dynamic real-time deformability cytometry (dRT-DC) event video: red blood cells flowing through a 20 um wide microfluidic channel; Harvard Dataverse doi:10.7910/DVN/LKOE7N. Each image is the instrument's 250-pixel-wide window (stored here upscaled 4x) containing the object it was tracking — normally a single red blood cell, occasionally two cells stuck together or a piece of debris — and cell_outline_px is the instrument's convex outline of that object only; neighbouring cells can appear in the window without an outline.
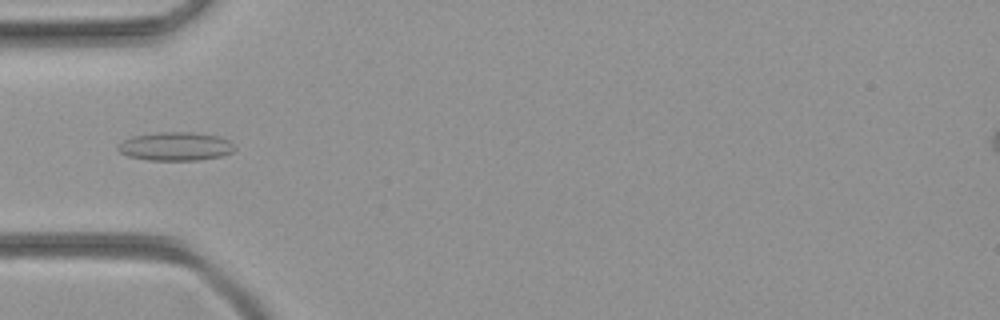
{"species": "common noctule bat (a hibernating species)", "species_latin": "Nyctalus noctula", "temperature_condition": "room temperature", "stored_images_in_passage": 39, "camera_frame_rate_fps": 3000, "um_per_image_px": 0.085, "animal": {"sex": "female", "body_mass_g": 21.9}, "frame": {"image": 1, "passage_image": 5, "time_ms": 1.333, "image_size_px": [1000, 320], "cell_outline_px": [[236, 148], [232, 152], [220, 156], [200, 160], [148, 160], [128, 156], [120, 152], [116, 148], [124, 140], [132, 136], [156, 132], [192, 132], [220, 136], [228, 140]], "centroid_in_image_um": [14.92, 12.44], "position_along_channel_um": 70.1, "area_um2": 19.42}}
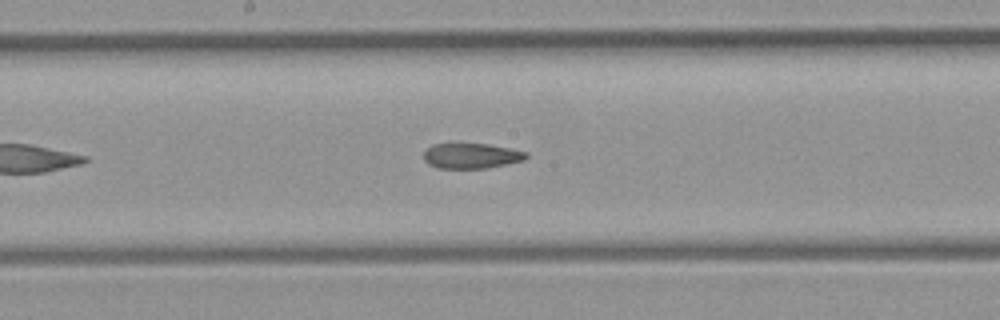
{"frame": {"image": 2, "passage_image": 15, "time_ms": 4.667, "image_size_px": [1000, 320], "cell_outline_px": [[528, 156], [524, 160], [488, 168], [436, 168], [428, 164], [424, 160], [424, 152], [432, 144], [456, 140], [488, 144], [512, 148], [528, 152]], "centroid_in_image_um": [40.03, 13.19], "position_along_channel_um": 208.2, "area_um2": 15.95}}
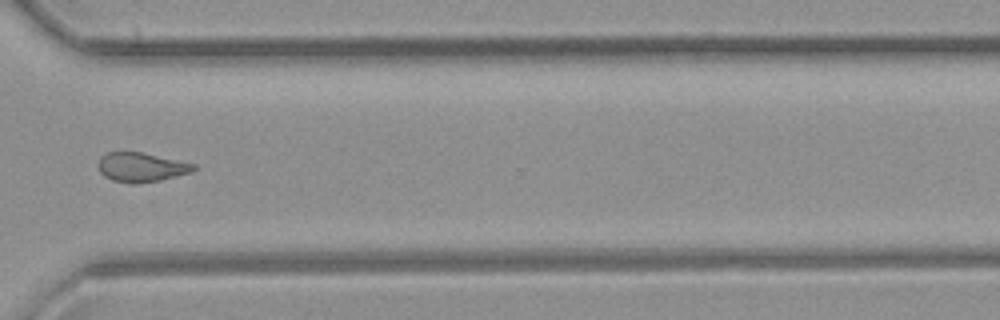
{"frame": {"image": 3, "passage_image": 26, "time_ms": 8.333, "image_size_px": [1000, 320], "cell_outline_px": [[196, 168], [192, 172], [160, 180], [136, 184], [128, 184], [112, 180], [104, 176], [100, 172], [96, 164], [100, 156], [108, 152], [140, 152], [196, 164]], "centroid_in_image_um": [11.96, 14.22], "position_along_channel_um": 358.6, "area_um2": 16.42}}